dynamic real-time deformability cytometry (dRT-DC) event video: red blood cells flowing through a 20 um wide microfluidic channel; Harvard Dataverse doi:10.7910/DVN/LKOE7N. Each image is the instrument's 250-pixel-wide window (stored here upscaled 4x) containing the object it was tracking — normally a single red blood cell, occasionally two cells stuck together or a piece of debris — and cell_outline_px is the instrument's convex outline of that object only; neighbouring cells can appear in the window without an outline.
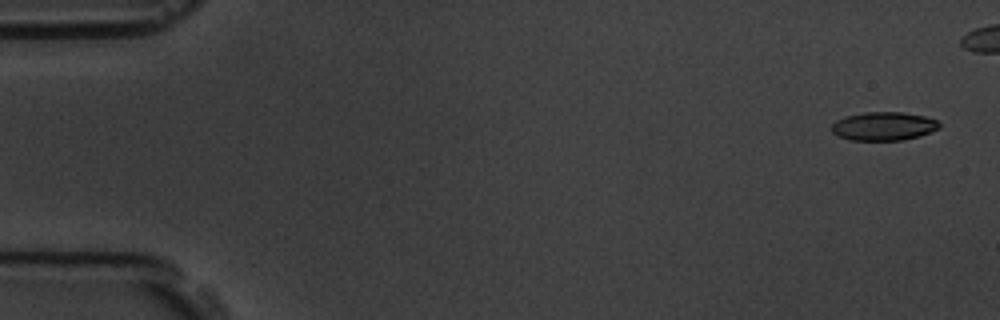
{"species": "common noctule bat (a hibernating species)", "species_latin": "Nyctalus noctula", "temperature_condition": "room temperature", "stored_images_in_passage": 6, "camera_frame_rate_fps": 3000, "um_per_image_px": 0.085, "animal": {"sex": "male", "body_mass_g": 19.5, "forearm_length_mm": 54.6}, "frame": {"image": 1, "passage_image": 1, "time_ms": 0.0, "image_size_px": [1000, 320], "cell_outline_px": [[940, 128], [920, 136], [904, 140], [848, 140], [832, 132], [832, 124], [836, 120], [844, 116], [864, 112], [904, 112], [924, 116], [936, 120], [940, 124]], "centroid_in_image_um": [75.11, 10.72], "position_along_channel_um": 9.9, "area_um2": 17.98}}